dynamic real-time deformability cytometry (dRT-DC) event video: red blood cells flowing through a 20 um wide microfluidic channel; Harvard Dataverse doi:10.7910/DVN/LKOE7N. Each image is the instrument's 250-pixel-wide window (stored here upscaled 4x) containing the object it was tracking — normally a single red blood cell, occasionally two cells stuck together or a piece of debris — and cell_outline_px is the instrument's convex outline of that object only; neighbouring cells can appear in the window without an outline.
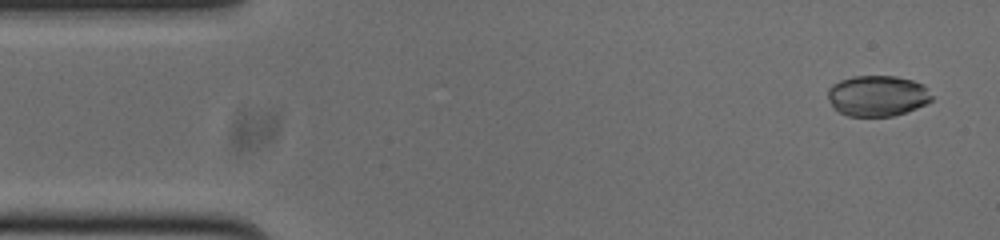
{"species": "common noctule bat (a hibernating species)", "species_latin": "Nyctalus noctula", "temperature_condition": "cold", "stored_images_in_passage": 52, "camera_frame_rate_fps": 3000, "um_per_image_px": 0.085, "animal": {"sex": "male", "body_mass_g": 20.0, "forearm_length_mm": 53.3}, "frame": {"image": 1, "passage_image": 2, "time_ms": 0.333, "image_size_px": [1000, 240], "cell_outline_px": [[932, 100], [928, 104], [892, 116], [848, 116], [832, 108], [828, 100], [828, 88], [832, 84], [840, 80], [852, 76], [896, 76], [912, 80], [924, 84], [928, 88], [932, 96]], "centroid_in_image_um": [74.58, 8.14], "position_along_channel_um": 10.4, "area_um2": 24.97}}
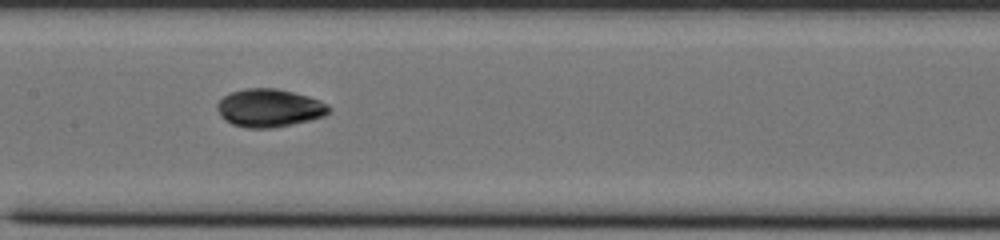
{"frame": {"image": 2, "passage_image": 24, "time_ms": 7.667, "image_size_px": [1000, 240], "cell_outline_px": [[332, 112], [324, 116], [312, 120], [272, 128], [244, 128], [232, 124], [224, 120], [220, 116], [216, 108], [216, 104], [224, 96], [232, 92], [244, 88], [276, 88], [308, 96], [320, 100], [328, 104], [332, 108]], "centroid_in_image_um": [22.91, 9.18], "position_along_channel_um": 184.5, "area_um2": 25.09}}
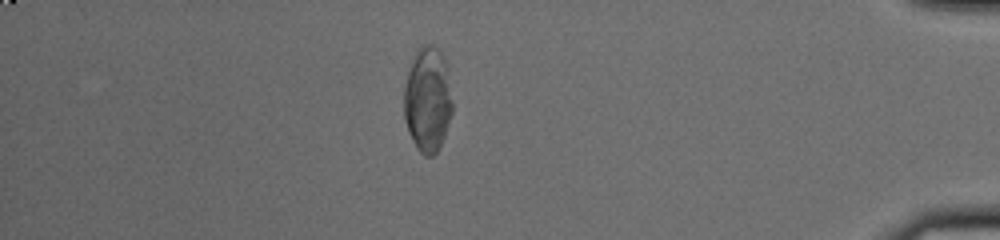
{"frame": {"image": 3, "passage_image": 45, "time_ms": 14.667, "image_size_px": [1000, 240], "cell_outline_px": [[452, 112], [440, 148], [432, 156], [424, 156], [416, 148], [408, 132], [404, 120], [404, 84], [412, 56], [416, 48], [420, 44], [432, 44], [444, 56], [452, 100]], "centroid_in_image_um": [36.32, 8.45], "position_along_channel_um": 398.9, "area_um2": 30.06}, "authors_computed_cell_mechanics": {"area_um2": 25.0563, "velocity_mm_per_s": 3.771, "shape_relaxation_time_tau1_ms": 8.5259, "shape_relaxation_time_tau2_ms": 1.9331, "deformation_change_tau1": 0.1568, "deformation_change_tau2": 0.0424}}